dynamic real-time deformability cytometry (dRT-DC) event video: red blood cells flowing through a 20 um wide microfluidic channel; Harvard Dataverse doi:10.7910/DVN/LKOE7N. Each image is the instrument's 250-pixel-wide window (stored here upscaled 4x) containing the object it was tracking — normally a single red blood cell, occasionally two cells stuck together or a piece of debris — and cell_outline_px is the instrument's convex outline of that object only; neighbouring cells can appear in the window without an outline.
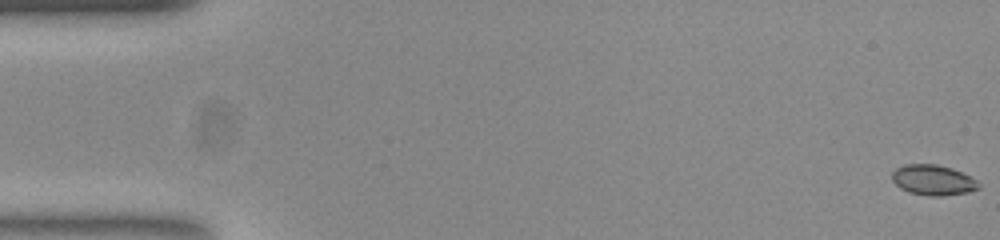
{"species": "common noctule bat (a hibernating species)", "species_latin": "Nyctalus noctula", "temperature_condition": "room temperature", "stored_images_in_passage": 55, "camera_frame_rate_fps": 3000, "um_per_image_px": 0.085, "animal": {"sex": "female", "body_mass_g": 23.0, "forearm_length_mm": 53.4}, "frame": {"image": 1, "passage_image": 1, "time_ms": 0.0, "image_size_px": [1000, 240], "cell_outline_px": [[980, 188], [968, 192], [940, 196], [928, 196], [908, 192], [900, 188], [892, 180], [892, 172], [896, 168], [904, 164], [936, 164], [952, 168], [976, 180], [980, 184]], "centroid_in_image_um": [79.29, 15.3], "position_along_channel_um": 5.7, "area_um2": 15.32}}
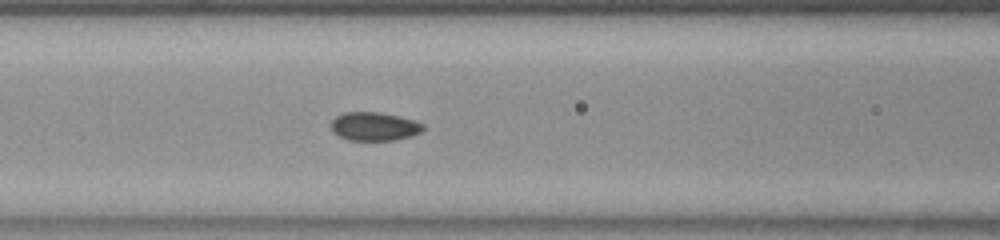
{"frame": {"image": 2, "passage_image": 23, "time_ms": 7.333, "image_size_px": [1000, 240], "cell_outline_px": [[424, 128], [420, 132], [412, 136], [396, 140], [348, 140], [332, 132], [332, 120], [336, 116], [344, 112], [380, 112], [400, 116], [424, 124]], "centroid_in_image_um": [31.82, 10.74], "position_along_channel_um": 134.8, "area_um2": 15.32}}
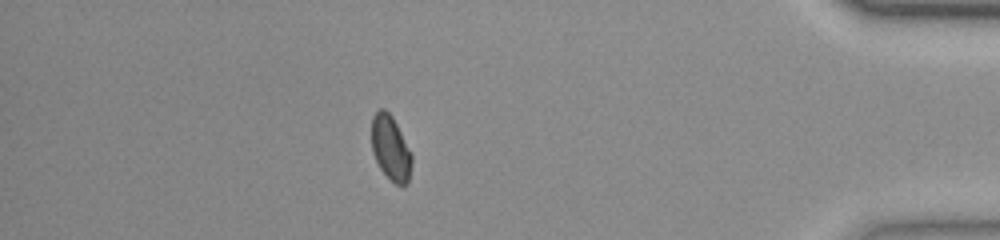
{"frame": {"image": 3, "passage_image": 48, "time_ms": 15.667, "image_size_px": [1000, 240], "cell_outline_px": [[412, 160], [408, 184], [396, 184], [380, 168], [372, 152], [372, 116], [380, 108], [384, 108], [392, 116], [412, 152]], "centroid_in_image_um": [33.21, 12.56], "position_along_channel_um": 402.0, "area_um2": 15.09}, "authors_computed_cell_mechanics": {"area_um2": 15.3748, "velocity_mm_per_s": 3.7699, "shape_relaxation_time_tau1_ms": 7.0567, "shape_relaxation_time_tau2_ms": null, "deformation_change_tau1": 0.0899, "deformation_change_tau2": null}}